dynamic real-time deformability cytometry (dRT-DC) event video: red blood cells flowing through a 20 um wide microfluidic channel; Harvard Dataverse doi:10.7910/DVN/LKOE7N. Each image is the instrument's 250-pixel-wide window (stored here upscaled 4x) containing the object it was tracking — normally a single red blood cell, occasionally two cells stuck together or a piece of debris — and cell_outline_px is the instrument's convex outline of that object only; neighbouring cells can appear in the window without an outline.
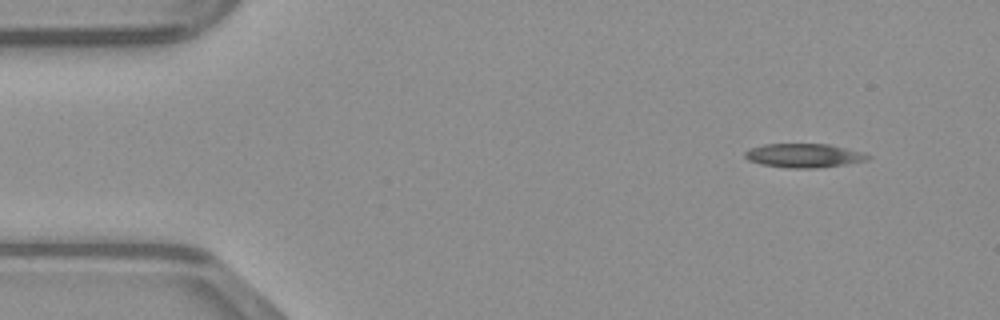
{"species": "common noctule bat (a hibernating species)", "species_latin": "Nyctalus noctula", "temperature_condition": "warm", "stored_images_in_passage": 47, "camera_frame_rate_fps": 3000, "um_per_image_px": 0.085, "animal": {"sex": "male", "body_mass_g": 23.1, "forearm_length_mm": 52.7}, "frame": {"image": 1, "passage_image": 4, "time_ms": 1.0, "image_size_px": [1000, 320], "cell_outline_px": [[872, 156], [868, 160], [844, 164], [816, 168], [788, 168], [760, 164], [748, 160], [744, 156], [744, 152], [752, 148], [764, 144], [828, 144], [864, 152]], "centroid_in_image_um": [68.34, 13.22], "position_along_channel_um": 16.7, "area_um2": 17.11}}
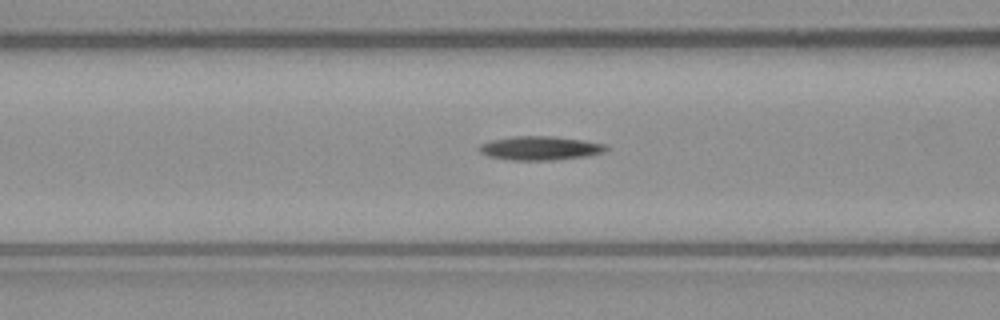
{"frame": {"image": 2, "passage_image": 18, "time_ms": 5.667, "image_size_px": [1000, 320], "cell_outline_px": [[608, 148], [604, 152], [588, 156], [552, 160], [512, 160], [488, 156], [480, 152], [476, 148], [480, 144], [492, 140], [512, 136], [552, 136], [580, 140], [604, 144]], "centroid_in_image_um": [45.86, 12.59], "position_along_channel_um": 120.7, "area_um2": 17.57}}
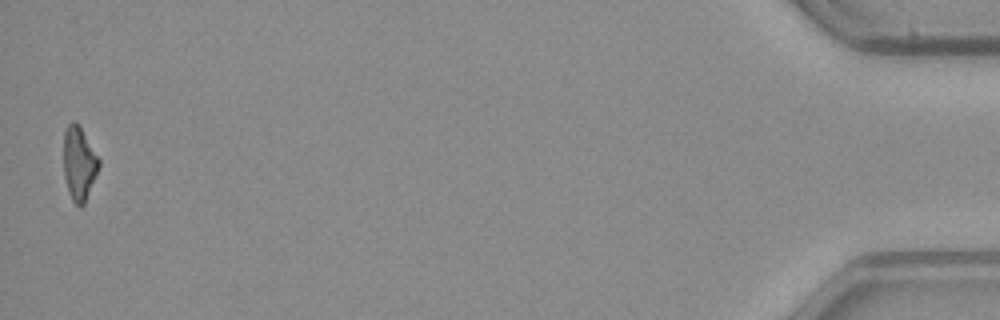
{"frame": {"image": 3, "passage_image": 47, "time_ms": 15.333, "image_size_px": [1000, 320], "cell_outline_px": [[100, 164], [84, 204], [80, 208], [72, 200], [68, 192], [64, 176], [64, 132], [68, 124], [72, 120], [76, 120], [80, 124], [100, 160]], "centroid_in_image_um": [6.71, 13.85], "position_along_channel_um": 428.5, "area_um2": 15.26}}